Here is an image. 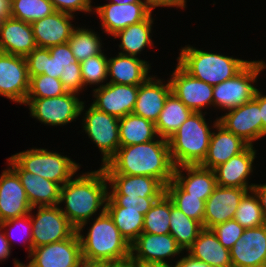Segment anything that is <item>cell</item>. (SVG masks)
Here are the masks:
<instances>
[{"label": "cell", "instance_id": "6da1fadb", "mask_svg": "<svg viewBox=\"0 0 266 267\" xmlns=\"http://www.w3.org/2000/svg\"><path fill=\"white\" fill-rule=\"evenodd\" d=\"M100 167L98 170L82 172L61 186L59 208L77 233L83 232L98 210L100 213L106 211L108 179ZM61 203H64V208L60 207Z\"/></svg>", "mask_w": 266, "mask_h": 267}, {"label": "cell", "instance_id": "7a4b0ae2", "mask_svg": "<svg viewBox=\"0 0 266 267\" xmlns=\"http://www.w3.org/2000/svg\"><path fill=\"white\" fill-rule=\"evenodd\" d=\"M102 168L105 174L150 176L166 186L173 180L175 166L168 140L158 137L146 143L120 146Z\"/></svg>", "mask_w": 266, "mask_h": 267}, {"label": "cell", "instance_id": "3957f363", "mask_svg": "<svg viewBox=\"0 0 266 267\" xmlns=\"http://www.w3.org/2000/svg\"><path fill=\"white\" fill-rule=\"evenodd\" d=\"M86 235L77 233L82 258L111 262L130 257V244L122 237L107 211L97 214Z\"/></svg>", "mask_w": 266, "mask_h": 267}, {"label": "cell", "instance_id": "277c9868", "mask_svg": "<svg viewBox=\"0 0 266 267\" xmlns=\"http://www.w3.org/2000/svg\"><path fill=\"white\" fill-rule=\"evenodd\" d=\"M178 65L192 77L215 86L234 77L250 61L185 45L177 57Z\"/></svg>", "mask_w": 266, "mask_h": 267}, {"label": "cell", "instance_id": "5b68a950", "mask_svg": "<svg viewBox=\"0 0 266 267\" xmlns=\"http://www.w3.org/2000/svg\"><path fill=\"white\" fill-rule=\"evenodd\" d=\"M206 113L193 112L168 139L170 157L175 167L200 165L205 159L213 131L206 122Z\"/></svg>", "mask_w": 266, "mask_h": 267}, {"label": "cell", "instance_id": "8992f818", "mask_svg": "<svg viewBox=\"0 0 266 267\" xmlns=\"http://www.w3.org/2000/svg\"><path fill=\"white\" fill-rule=\"evenodd\" d=\"M25 171L42 176L63 186L80 169L68 156L46 148H32L11 156Z\"/></svg>", "mask_w": 266, "mask_h": 267}, {"label": "cell", "instance_id": "52a82bcc", "mask_svg": "<svg viewBox=\"0 0 266 267\" xmlns=\"http://www.w3.org/2000/svg\"><path fill=\"white\" fill-rule=\"evenodd\" d=\"M264 69H266L265 61L250 60L234 77L213 86V107L229 111L250 101L257 90L254 86L257 77Z\"/></svg>", "mask_w": 266, "mask_h": 267}, {"label": "cell", "instance_id": "ba28073f", "mask_svg": "<svg viewBox=\"0 0 266 267\" xmlns=\"http://www.w3.org/2000/svg\"><path fill=\"white\" fill-rule=\"evenodd\" d=\"M84 103L80 110V114L84 116L82 117L84 118L82 119V127L88 138L96 144L101 152L103 156L101 166H104L120 147L119 118L99 111L91 104L85 111ZM82 112H85V114Z\"/></svg>", "mask_w": 266, "mask_h": 267}, {"label": "cell", "instance_id": "9c48e42d", "mask_svg": "<svg viewBox=\"0 0 266 267\" xmlns=\"http://www.w3.org/2000/svg\"><path fill=\"white\" fill-rule=\"evenodd\" d=\"M78 94L67 92L62 96L26 99L30 116L44 125L62 126L76 121L83 104Z\"/></svg>", "mask_w": 266, "mask_h": 267}, {"label": "cell", "instance_id": "30bf717a", "mask_svg": "<svg viewBox=\"0 0 266 267\" xmlns=\"http://www.w3.org/2000/svg\"><path fill=\"white\" fill-rule=\"evenodd\" d=\"M37 213L32 215V210ZM33 248L68 239L76 229L62 213L59 205L36 206L30 211Z\"/></svg>", "mask_w": 266, "mask_h": 267}, {"label": "cell", "instance_id": "8fae6325", "mask_svg": "<svg viewBox=\"0 0 266 267\" xmlns=\"http://www.w3.org/2000/svg\"><path fill=\"white\" fill-rule=\"evenodd\" d=\"M183 250L171 234L142 232L130 245V257L140 266L170 265L168 260ZM168 261V262H167Z\"/></svg>", "mask_w": 266, "mask_h": 267}, {"label": "cell", "instance_id": "7c38bea8", "mask_svg": "<svg viewBox=\"0 0 266 267\" xmlns=\"http://www.w3.org/2000/svg\"><path fill=\"white\" fill-rule=\"evenodd\" d=\"M25 267H78L81 243L75 231L68 239L33 248Z\"/></svg>", "mask_w": 266, "mask_h": 267}, {"label": "cell", "instance_id": "4fadbf2b", "mask_svg": "<svg viewBox=\"0 0 266 267\" xmlns=\"http://www.w3.org/2000/svg\"><path fill=\"white\" fill-rule=\"evenodd\" d=\"M29 86L26 58L0 52V96L21 105L25 104Z\"/></svg>", "mask_w": 266, "mask_h": 267}, {"label": "cell", "instance_id": "5bb4252c", "mask_svg": "<svg viewBox=\"0 0 266 267\" xmlns=\"http://www.w3.org/2000/svg\"><path fill=\"white\" fill-rule=\"evenodd\" d=\"M218 123L249 145L253 146L254 141L262 138L260 106L254 97L247 103L220 116Z\"/></svg>", "mask_w": 266, "mask_h": 267}, {"label": "cell", "instance_id": "9a60e30c", "mask_svg": "<svg viewBox=\"0 0 266 267\" xmlns=\"http://www.w3.org/2000/svg\"><path fill=\"white\" fill-rule=\"evenodd\" d=\"M94 12L100 18L103 32L112 36L130 25L147 19L152 14L146 0L127 4L109 2L95 6Z\"/></svg>", "mask_w": 266, "mask_h": 267}, {"label": "cell", "instance_id": "2e32d148", "mask_svg": "<svg viewBox=\"0 0 266 267\" xmlns=\"http://www.w3.org/2000/svg\"><path fill=\"white\" fill-rule=\"evenodd\" d=\"M139 85L106 83L93 89V103L97 110L117 118L133 112Z\"/></svg>", "mask_w": 266, "mask_h": 267}, {"label": "cell", "instance_id": "e0dca14e", "mask_svg": "<svg viewBox=\"0 0 266 267\" xmlns=\"http://www.w3.org/2000/svg\"><path fill=\"white\" fill-rule=\"evenodd\" d=\"M171 91L193 112L213 106V86L185 72L178 64L170 76Z\"/></svg>", "mask_w": 266, "mask_h": 267}, {"label": "cell", "instance_id": "ac0fdd59", "mask_svg": "<svg viewBox=\"0 0 266 267\" xmlns=\"http://www.w3.org/2000/svg\"><path fill=\"white\" fill-rule=\"evenodd\" d=\"M233 267H254L266 264V224L244 229L230 249Z\"/></svg>", "mask_w": 266, "mask_h": 267}, {"label": "cell", "instance_id": "d6986e66", "mask_svg": "<svg viewBox=\"0 0 266 267\" xmlns=\"http://www.w3.org/2000/svg\"><path fill=\"white\" fill-rule=\"evenodd\" d=\"M247 189L217 185L205 204L203 228L211 229L217 224L234 219L236 210Z\"/></svg>", "mask_w": 266, "mask_h": 267}, {"label": "cell", "instance_id": "ffe728a7", "mask_svg": "<svg viewBox=\"0 0 266 267\" xmlns=\"http://www.w3.org/2000/svg\"><path fill=\"white\" fill-rule=\"evenodd\" d=\"M6 164L18 175L31 207L59 205L60 184L25 171L11 156Z\"/></svg>", "mask_w": 266, "mask_h": 267}, {"label": "cell", "instance_id": "44dd1931", "mask_svg": "<svg viewBox=\"0 0 266 267\" xmlns=\"http://www.w3.org/2000/svg\"><path fill=\"white\" fill-rule=\"evenodd\" d=\"M254 148L249 145L243 152L214 168L217 185L252 190L255 183L249 184L248 181L253 173V163L257 154Z\"/></svg>", "mask_w": 266, "mask_h": 267}, {"label": "cell", "instance_id": "7402d4cb", "mask_svg": "<svg viewBox=\"0 0 266 267\" xmlns=\"http://www.w3.org/2000/svg\"><path fill=\"white\" fill-rule=\"evenodd\" d=\"M31 209L18 175L8 166L0 175V223L29 214Z\"/></svg>", "mask_w": 266, "mask_h": 267}, {"label": "cell", "instance_id": "603a6c76", "mask_svg": "<svg viewBox=\"0 0 266 267\" xmlns=\"http://www.w3.org/2000/svg\"><path fill=\"white\" fill-rule=\"evenodd\" d=\"M75 15L55 11L53 14L31 23L33 35L39 48L68 43L74 31L71 24Z\"/></svg>", "mask_w": 266, "mask_h": 267}, {"label": "cell", "instance_id": "cb8c5ba5", "mask_svg": "<svg viewBox=\"0 0 266 267\" xmlns=\"http://www.w3.org/2000/svg\"><path fill=\"white\" fill-rule=\"evenodd\" d=\"M212 127L216 130L212 132L207 155L200 164L201 167L211 170L226 163L231 157L243 152L249 146L242 138L220 125L218 118L215 119Z\"/></svg>", "mask_w": 266, "mask_h": 267}, {"label": "cell", "instance_id": "d4e9b609", "mask_svg": "<svg viewBox=\"0 0 266 267\" xmlns=\"http://www.w3.org/2000/svg\"><path fill=\"white\" fill-rule=\"evenodd\" d=\"M163 82L161 79H156V76H150L139 85L133 114L156 123L167 96L172 92L170 81L167 80L164 84Z\"/></svg>", "mask_w": 266, "mask_h": 267}, {"label": "cell", "instance_id": "484cf974", "mask_svg": "<svg viewBox=\"0 0 266 267\" xmlns=\"http://www.w3.org/2000/svg\"><path fill=\"white\" fill-rule=\"evenodd\" d=\"M37 44L31 24L19 19H4L0 30V52L26 57Z\"/></svg>", "mask_w": 266, "mask_h": 267}, {"label": "cell", "instance_id": "4316f807", "mask_svg": "<svg viewBox=\"0 0 266 267\" xmlns=\"http://www.w3.org/2000/svg\"><path fill=\"white\" fill-rule=\"evenodd\" d=\"M109 183V195H128L129 197H161L165 185L150 176L106 174Z\"/></svg>", "mask_w": 266, "mask_h": 267}, {"label": "cell", "instance_id": "83f0119b", "mask_svg": "<svg viewBox=\"0 0 266 267\" xmlns=\"http://www.w3.org/2000/svg\"><path fill=\"white\" fill-rule=\"evenodd\" d=\"M150 64L136 56L123 55L118 53L115 57H108L107 83L140 85L151 75Z\"/></svg>", "mask_w": 266, "mask_h": 267}, {"label": "cell", "instance_id": "f1b7e54d", "mask_svg": "<svg viewBox=\"0 0 266 267\" xmlns=\"http://www.w3.org/2000/svg\"><path fill=\"white\" fill-rule=\"evenodd\" d=\"M173 180L190 196L199 197L205 201L217 186L214 171L200 165L175 167Z\"/></svg>", "mask_w": 266, "mask_h": 267}, {"label": "cell", "instance_id": "f546056e", "mask_svg": "<svg viewBox=\"0 0 266 267\" xmlns=\"http://www.w3.org/2000/svg\"><path fill=\"white\" fill-rule=\"evenodd\" d=\"M186 252L213 267H233L230 250L219 242L212 229L203 228Z\"/></svg>", "mask_w": 266, "mask_h": 267}, {"label": "cell", "instance_id": "4dcf8cb0", "mask_svg": "<svg viewBox=\"0 0 266 267\" xmlns=\"http://www.w3.org/2000/svg\"><path fill=\"white\" fill-rule=\"evenodd\" d=\"M152 16L151 14L147 19L130 25L112 36L121 40L118 45L121 51L118 53L137 57L147 46H153L151 33L154 19Z\"/></svg>", "mask_w": 266, "mask_h": 267}, {"label": "cell", "instance_id": "1f68e13d", "mask_svg": "<svg viewBox=\"0 0 266 267\" xmlns=\"http://www.w3.org/2000/svg\"><path fill=\"white\" fill-rule=\"evenodd\" d=\"M192 113L193 111L171 92L155 123L158 136L168 140Z\"/></svg>", "mask_w": 266, "mask_h": 267}, {"label": "cell", "instance_id": "d6a6232c", "mask_svg": "<svg viewBox=\"0 0 266 267\" xmlns=\"http://www.w3.org/2000/svg\"><path fill=\"white\" fill-rule=\"evenodd\" d=\"M155 123L130 113L119 118L120 146L136 145L157 139Z\"/></svg>", "mask_w": 266, "mask_h": 267}, {"label": "cell", "instance_id": "836d02e7", "mask_svg": "<svg viewBox=\"0 0 266 267\" xmlns=\"http://www.w3.org/2000/svg\"><path fill=\"white\" fill-rule=\"evenodd\" d=\"M202 229L200 222L187 217L170 199V234L183 251L192 246Z\"/></svg>", "mask_w": 266, "mask_h": 267}, {"label": "cell", "instance_id": "e575fe53", "mask_svg": "<svg viewBox=\"0 0 266 267\" xmlns=\"http://www.w3.org/2000/svg\"><path fill=\"white\" fill-rule=\"evenodd\" d=\"M115 226L122 237L131 245L143 232L144 215L142 210H132L124 207H106Z\"/></svg>", "mask_w": 266, "mask_h": 267}, {"label": "cell", "instance_id": "d590c367", "mask_svg": "<svg viewBox=\"0 0 266 267\" xmlns=\"http://www.w3.org/2000/svg\"><path fill=\"white\" fill-rule=\"evenodd\" d=\"M165 193L171 199L174 206L203 225L206 201L199 197L190 196L174 180L165 186Z\"/></svg>", "mask_w": 266, "mask_h": 267}, {"label": "cell", "instance_id": "8d00e7d4", "mask_svg": "<svg viewBox=\"0 0 266 267\" xmlns=\"http://www.w3.org/2000/svg\"><path fill=\"white\" fill-rule=\"evenodd\" d=\"M68 44L79 63L104 51L102 50V47H104L102 46V40L97 32L83 27L75 26Z\"/></svg>", "mask_w": 266, "mask_h": 267}, {"label": "cell", "instance_id": "74e56055", "mask_svg": "<svg viewBox=\"0 0 266 267\" xmlns=\"http://www.w3.org/2000/svg\"><path fill=\"white\" fill-rule=\"evenodd\" d=\"M143 232L170 234V198L166 193L144 215Z\"/></svg>", "mask_w": 266, "mask_h": 267}, {"label": "cell", "instance_id": "f35d334b", "mask_svg": "<svg viewBox=\"0 0 266 267\" xmlns=\"http://www.w3.org/2000/svg\"><path fill=\"white\" fill-rule=\"evenodd\" d=\"M55 11L49 0H11V17L30 24Z\"/></svg>", "mask_w": 266, "mask_h": 267}, {"label": "cell", "instance_id": "ab89813d", "mask_svg": "<svg viewBox=\"0 0 266 267\" xmlns=\"http://www.w3.org/2000/svg\"><path fill=\"white\" fill-rule=\"evenodd\" d=\"M29 77L45 74L60 79L63 66L50 55L48 48H35L26 57Z\"/></svg>", "mask_w": 266, "mask_h": 267}, {"label": "cell", "instance_id": "60d3db41", "mask_svg": "<svg viewBox=\"0 0 266 267\" xmlns=\"http://www.w3.org/2000/svg\"><path fill=\"white\" fill-rule=\"evenodd\" d=\"M234 220L243 228H254L266 224V219L259 199L253 190L248 191L241 199Z\"/></svg>", "mask_w": 266, "mask_h": 267}, {"label": "cell", "instance_id": "b9f144b4", "mask_svg": "<svg viewBox=\"0 0 266 267\" xmlns=\"http://www.w3.org/2000/svg\"><path fill=\"white\" fill-rule=\"evenodd\" d=\"M107 57L108 56H106L103 51L102 53L89 57L80 63L81 77L84 83V88L86 87L87 89L88 85H97L98 88L107 83Z\"/></svg>", "mask_w": 266, "mask_h": 267}, {"label": "cell", "instance_id": "7bdbcfd3", "mask_svg": "<svg viewBox=\"0 0 266 267\" xmlns=\"http://www.w3.org/2000/svg\"><path fill=\"white\" fill-rule=\"evenodd\" d=\"M65 93L67 91L60 79L42 74L30 78L29 92L26 99L56 97Z\"/></svg>", "mask_w": 266, "mask_h": 267}, {"label": "cell", "instance_id": "ee69618b", "mask_svg": "<svg viewBox=\"0 0 266 267\" xmlns=\"http://www.w3.org/2000/svg\"><path fill=\"white\" fill-rule=\"evenodd\" d=\"M0 225H1L2 229L6 228L4 234H5V237H6L7 241L9 242V245H10L11 249H12V241L14 240V238L17 237V235H15V233H17V232H14L15 231L14 228H16V231H18V229L20 231L21 230H23V231L25 230L26 231V232L24 231L25 233L22 232L24 238L22 236L20 237L19 234H18V236H19V239L22 241V243L23 242H25V243L28 242L29 245H28L27 251L29 253L28 254V256H29L31 254V251L33 250L32 223H31V219H30V214H26V215L21 216V217H16V218H12V219H9V220H6V221H2L0 223ZM7 227L9 229H7ZM17 238H16V241H17Z\"/></svg>", "mask_w": 266, "mask_h": 267}, {"label": "cell", "instance_id": "f6af8a7d", "mask_svg": "<svg viewBox=\"0 0 266 267\" xmlns=\"http://www.w3.org/2000/svg\"><path fill=\"white\" fill-rule=\"evenodd\" d=\"M160 197H129L128 195H109L106 207H124L142 210L145 215Z\"/></svg>", "mask_w": 266, "mask_h": 267}, {"label": "cell", "instance_id": "bcb514c9", "mask_svg": "<svg viewBox=\"0 0 266 267\" xmlns=\"http://www.w3.org/2000/svg\"><path fill=\"white\" fill-rule=\"evenodd\" d=\"M219 242L227 249H231L236 241L242 236L243 228L236 220L232 219L220 223L211 228Z\"/></svg>", "mask_w": 266, "mask_h": 267}, {"label": "cell", "instance_id": "7dc6e473", "mask_svg": "<svg viewBox=\"0 0 266 267\" xmlns=\"http://www.w3.org/2000/svg\"><path fill=\"white\" fill-rule=\"evenodd\" d=\"M60 80L67 92L79 95L85 89L81 77L80 63H73V66L63 68Z\"/></svg>", "mask_w": 266, "mask_h": 267}, {"label": "cell", "instance_id": "c3c4849f", "mask_svg": "<svg viewBox=\"0 0 266 267\" xmlns=\"http://www.w3.org/2000/svg\"><path fill=\"white\" fill-rule=\"evenodd\" d=\"M53 3L56 11L68 13L74 15L75 12H92L94 13V7L91 4L92 0H49Z\"/></svg>", "mask_w": 266, "mask_h": 267}, {"label": "cell", "instance_id": "681fc988", "mask_svg": "<svg viewBox=\"0 0 266 267\" xmlns=\"http://www.w3.org/2000/svg\"><path fill=\"white\" fill-rule=\"evenodd\" d=\"M50 55L66 68L67 66H73V63H79L74 57L70 45L68 43L51 46L48 48Z\"/></svg>", "mask_w": 266, "mask_h": 267}, {"label": "cell", "instance_id": "f907efd6", "mask_svg": "<svg viewBox=\"0 0 266 267\" xmlns=\"http://www.w3.org/2000/svg\"><path fill=\"white\" fill-rule=\"evenodd\" d=\"M151 11L156 7H176L184 9L186 7V0H146Z\"/></svg>", "mask_w": 266, "mask_h": 267}, {"label": "cell", "instance_id": "816d5d0a", "mask_svg": "<svg viewBox=\"0 0 266 267\" xmlns=\"http://www.w3.org/2000/svg\"><path fill=\"white\" fill-rule=\"evenodd\" d=\"M173 266L174 267H213V266H210L209 264H207L205 262H202L200 260L193 258L188 253H186L185 256H183L182 258L177 260L175 262V265H173Z\"/></svg>", "mask_w": 266, "mask_h": 267}, {"label": "cell", "instance_id": "f5cc1de1", "mask_svg": "<svg viewBox=\"0 0 266 267\" xmlns=\"http://www.w3.org/2000/svg\"><path fill=\"white\" fill-rule=\"evenodd\" d=\"M261 90L257 89L254 98L258 101L260 106V114L262 119V137L266 136V95H263Z\"/></svg>", "mask_w": 266, "mask_h": 267}, {"label": "cell", "instance_id": "db71d44e", "mask_svg": "<svg viewBox=\"0 0 266 267\" xmlns=\"http://www.w3.org/2000/svg\"><path fill=\"white\" fill-rule=\"evenodd\" d=\"M252 190L257 195L260 206L262 208L263 214L266 219V183L265 184H255Z\"/></svg>", "mask_w": 266, "mask_h": 267}, {"label": "cell", "instance_id": "11a10c76", "mask_svg": "<svg viewBox=\"0 0 266 267\" xmlns=\"http://www.w3.org/2000/svg\"><path fill=\"white\" fill-rule=\"evenodd\" d=\"M1 225H0V261L6 260L11 255V247L9 245V242L7 241L4 231Z\"/></svg>", "mask_w": 266, "mask_h": 267}, {"label": "cell", "instance_id": "9f6ffc18", "mask_svg": "<svg viewBox=\"0 0 266 267\" xmlns=\"http://www.w3.org/2000/svg\"><path fill=\"white\" fill-rule=\"evenodd\" d=\"M106 267H140L131 257L123 260L106 262Z\"/></svg>", "mask_w": 266, "mask_h": 267}, {"label": "cell", "instance_id": "6f0895ef", "mask_svg": "<svg viewBox=\"0 0 266 267\" xmlns=\"http://www.w3.org/2000/svg\"><path fill=\"white\" fill-rule=\"evenodd\" d=\"M0 16L4 19L11 17V0H0Z\"/></svg>", "mask_w": 266, "mask_h": 267}, {"label": "cell", "instance_id": "680465c9", "mask_svg": "<svg viewBox=\"0 0 266 267\" xmlns=\"http://www.w3.org/2000/svg\"><path fill=\"white\" fill-rule=\"evenodd\" d=\"M78 267H106V262L81 259Z\"/></svg>", "mask_w": 266, "mask_h": 267}, {"label": "cell", "instance_id": "91938a15", "mask_svg": "<svg viewBox=\"0 0 266 267\" xmlns=\"http://www.w3.org/2000/svg\"><path fill=\"white\" fill-rule=\"evenodd\" d=\"M139 0H109L111 3H116V4H127V3H136Z\"/></svg>", "mask_w": 266, "mask_h": 267}, {"label": "cell", "instance_id": "94428289", "mask_svg": "<svg viewBox=\"0 0 266 267\" xmlns=\"http://www.w3.org/2000/svg\"><path fill=\"white\" fill-rule=\"evenodd\" d=\"M14 267H25L22 262L14 259Z\"/></svg>", "mask_w": 266, "mask_h": 267}, {"label": "cell", "instance_id": "6125c7cd", "mask_svg": "<svg viewBox=\"0 0 266 267\" xmlns=\"http://www.w3.org/2000/svg\"><path fill=\"white\" fill-rule=\"evenodd\" d=\"M143 267H174L173 264L170 265H151V266H143Z\"/></svg>", "mask_w": 266, "mask_h": 267}, {"label": "cell", "instance_id": "be15d7a7", "mask_svg": "<svg viewBox=\"0 0 266 267\" xmlns=\"http://www.w3.org/2000/svg\"><path fill=\"white\" fill-rule=\"evenodd\" d=\"M3 21H4V18L2 16H0V30L2 28Z\"/></svg>", "mask_w": 266, "mask_h": 267}, {"label": "cell", "instance_id": "e7e4bbea", "mask_svg": "<svg viewBox=\"0 0 266 267\" xmlns=\"http://www.w3.org/2000/svg\"><path fill=\"white\" fill-rule=\"evenodd\" d=\"M254 267H266V264L258 265V266H254Z\"/></svg>", "mask_w": 266, "mask_h": 267}]
</instances>
